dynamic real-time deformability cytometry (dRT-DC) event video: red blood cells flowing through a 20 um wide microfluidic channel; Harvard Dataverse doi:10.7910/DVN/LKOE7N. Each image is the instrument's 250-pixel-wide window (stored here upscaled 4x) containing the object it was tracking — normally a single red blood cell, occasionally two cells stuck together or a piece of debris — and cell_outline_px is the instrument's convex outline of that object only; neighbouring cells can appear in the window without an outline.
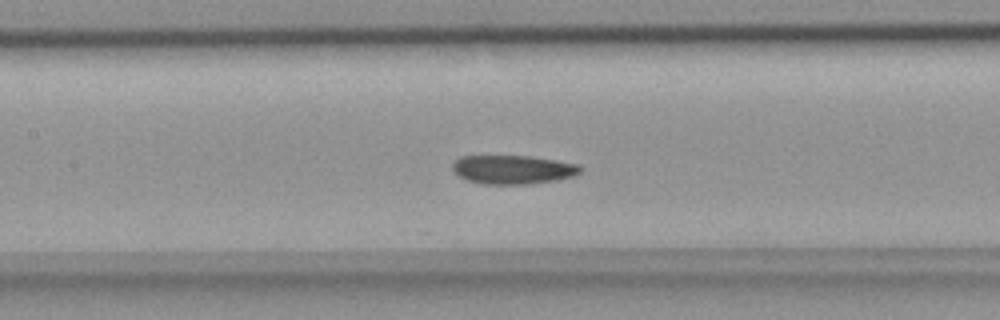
{"species": "common noctule bat (a hibernating species)", "species_latin": "Nyctalus noctula", "temperature_condition": "room temperature", "stored_images_in_passage": 50, "camera_frame_rate_fps": 3000, "um_per_image_px": 0.085, "animal": {"sex": "female", "body_mass_g": 18.4}, "frame": {"image": 1, "passage_image": 22, "time_ms": 7.0, "image_size_px": [1000, 320], "cell_outline_px": [[584, 168], [580, 172], [572, 176], [556, 180], [528, 184], [480, 184], [468, 180], [460, 176], [452, 168], [452, 164], [460, 156], [528, 156], [556, 160], [580, 164]], "centroid_in_image_um": [43.62, 14.41], "position_along_channel_um": 163.8, "area_um2": 21.44}}
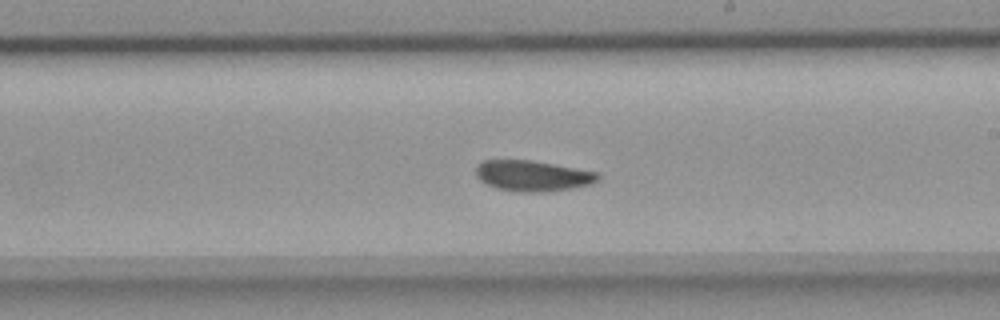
{"frame": {"image": 2, "passage_image": 28, "time_ms": 9.0, "image_size_px": [1000, 320], "cell_outline_px": [[600, 180], [592, 184], [572, 188], [548, 192], [516, 192], [496, 188], [484, 184], [476, 176], [476, 168], [484, 160], [532, 160], [600, 172]], "centroid_in_image_um": [45.32, 14.95], "position_along_channel_um": 243.7, "area_um2": 22.2}}
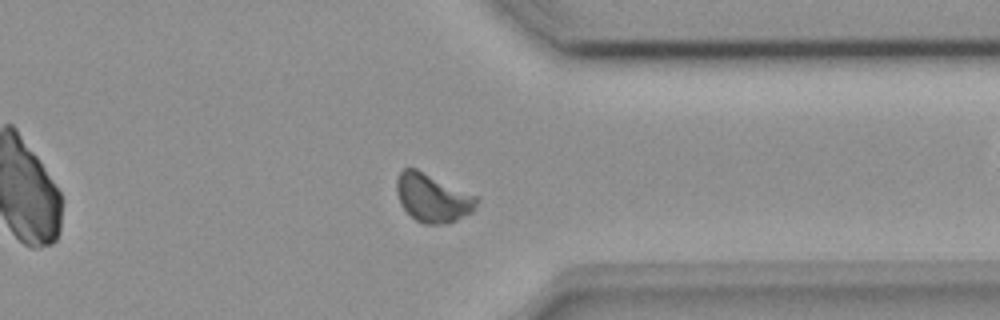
{"frame": {"image": 3, "passage_image": 38, "time_ms": 12.333, "image_size_px": [1000, 320], "cell_outline_px": [[480, 200], [476, 208], [472, 212], [448, 224], [424, 224], [416, 220], [400, 204], [396, 192], [396, 180], [400, 172], [404, 168], [416, 168], [476, 196]], "centroid_in_image_um": [36.77, 16.83], "position_along_channel_um": 374.6, "area_um2": 22.48}}